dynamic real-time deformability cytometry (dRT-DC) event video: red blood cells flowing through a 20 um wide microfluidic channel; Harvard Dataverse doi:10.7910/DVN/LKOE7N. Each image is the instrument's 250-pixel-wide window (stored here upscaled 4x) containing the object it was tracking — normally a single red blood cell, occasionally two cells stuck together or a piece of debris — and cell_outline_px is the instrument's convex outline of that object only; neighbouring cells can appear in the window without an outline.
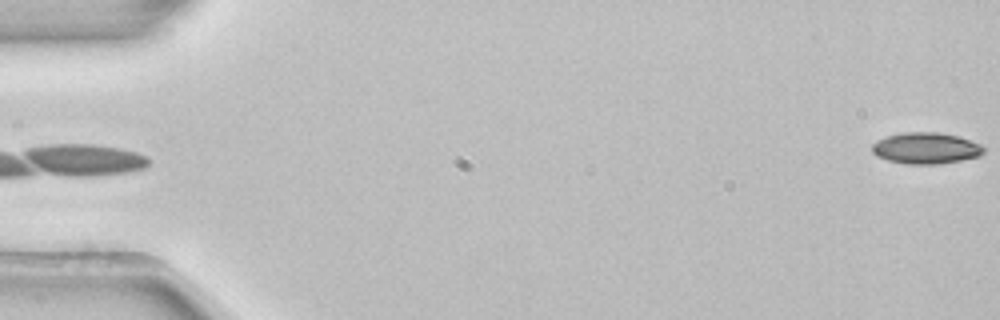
{"species": "common noctule bat (a hibernating species)", "species_latin": "Nyctalus noctula", "temperature_condition": "room temperature", "stored_images_in_passage": 4, "camera_frame_rate_fps": 3000, "um_per_image_px": 0.085, "animal": {"sex": "female", "body_mass_g": 22.7, "forearm_length_mm": 54.2}, "frame": {"image": 1, "passage_image": 4, "time_ms": 1.0, "image_size_px": [1000, 320], "cell_outline_px": [[984, 152], [980, 156], [940, 164], [908, 164], [888, 160], [876, 156], [872, 152], [872, 144], [888, 136], [904, 132], [936, 132], [956, 136], [980, 144], [984, 148]], "centroid_in_image_um": [78.7, 12.6], "position_along_channel_um": 6.3, "area_um2": 20.11}}